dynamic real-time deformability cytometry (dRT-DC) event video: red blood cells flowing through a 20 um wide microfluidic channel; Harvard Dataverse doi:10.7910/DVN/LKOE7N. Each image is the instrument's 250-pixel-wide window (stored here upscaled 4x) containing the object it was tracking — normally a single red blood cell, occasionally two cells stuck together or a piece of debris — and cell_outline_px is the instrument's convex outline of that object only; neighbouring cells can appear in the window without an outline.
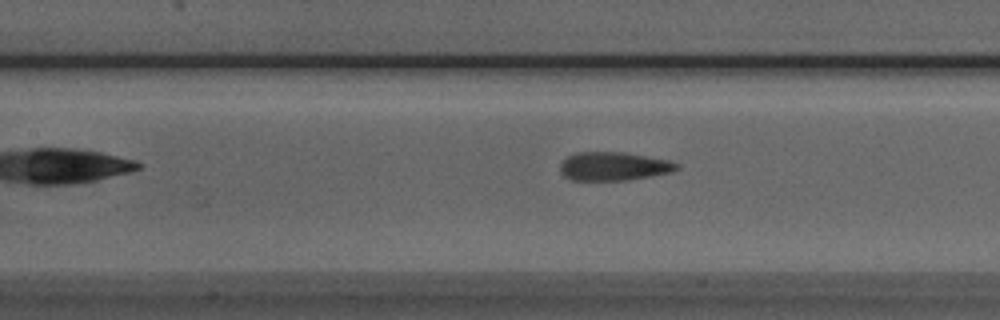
{"species": "Egyptian fruit bat (a non-hibernating species)", "species_latin": "Rousettus aegyptiacus", "temperature_condition": "room temperature", "stored_images_in_passage": 28, "camera_frame_rate_fps": 3000, "um_per_image_px": 0.085, "animal": {"sex": "male"}, "frame": {"image": 1, "passage_image": 10, "time_ms": 3.0, "image_size_px": [1000, 320], "cell_outline_px": [[680, 168], [672, 172], [628, 180], [572, 180], [564, 176], [560, 172], [560, 164], [568, 156], [576, 152], [624, 152], [668, 160], [680, 164]], "centroid_in_image_um": [52.17, 14.13], "position_along_channel_um": 155.2, "area_um2": 19.42}}
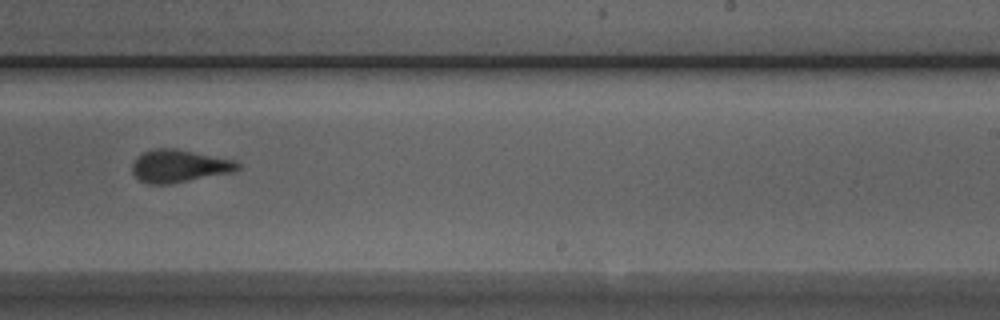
{"frame": {"image": 2, "passage_image": 19, "time_ms": 6.0, "image_size_px": [1000, 320], "cell_outline_px": [[240, 168], [236, 172], [172, 184], [148, 184], [140, 180], [132, 172], [132, 164], [136, 156], [144, 152], [156, 148], [176, 148], [236, 160], [240, 164]], "centroid_in_image_um": [15.27, 14.12], "position_along_channel_um": 273.7, "area_um2": 20.46}}
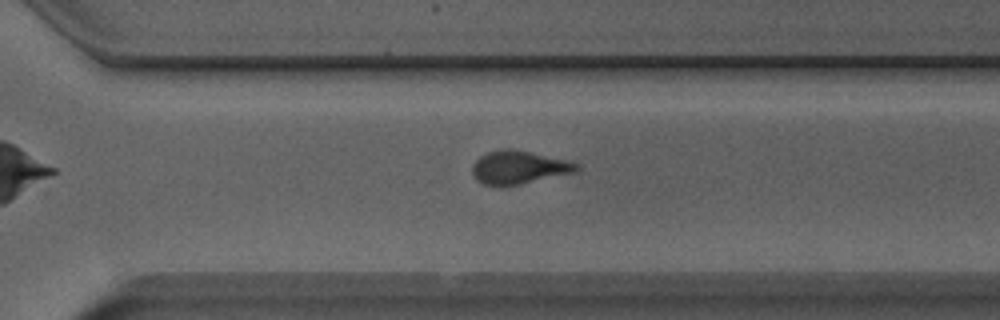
{"frame": {"image": 3, "passage_image": 23, "time_ms": 7.333, "image_size_px": [1000, 320], "cell_outline_px": [[580, 168], [576, 172], [520, 184], [500, 188], [484, 184], [476, 180], [472, 172], [472, 164], [480, 156], [488, 152], [508, 148], [512, 148], [568, 160], [580, 164]], "centroid_in_image_um": [44.09, 14.24], "position_along_channel_um": 326.5, "area_um2": 20.46}, "authors_computed_cell_mechanics": {"area_um2": 20.3745, "velocity_mm_per_s": 3.9724, "shape_relaxation_time_tau1_ms": 4.3415, "shape_relaxation_time_tau2_ms": 1.1605, "deformation_change_tau1": 0.1647, "deformation_change_tau2": 0.0922}}